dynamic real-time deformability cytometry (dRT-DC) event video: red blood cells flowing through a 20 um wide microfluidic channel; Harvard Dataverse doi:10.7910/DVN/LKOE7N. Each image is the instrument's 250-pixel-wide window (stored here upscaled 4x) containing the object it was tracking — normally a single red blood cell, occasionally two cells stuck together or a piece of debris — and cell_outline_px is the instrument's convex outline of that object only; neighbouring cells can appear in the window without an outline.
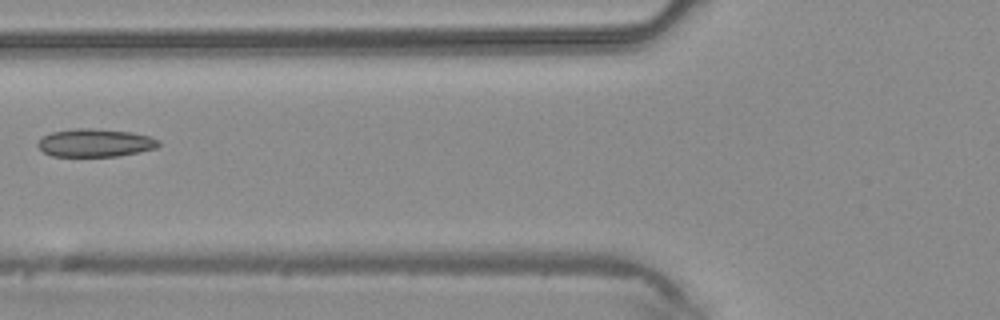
{"species": "common noctule bat (a hibernating species)", "species_latin": "Nyctalus noctula", "temperature_condition": "warm", "stored_images_in_passage": 5, "camera_frame_rate_fps": 3000, "um_per_image_px": 0.085, "animal": {"sex": "male", "body_mass_g": 20.4}, "frame": {"image": 1, "passage_image": 5, "time_ms": 1.333, "image_size_px": [1000, 320], "cell_outline_px": [[160, 144], [156, 148], [120, 156], [52, 156], [44, 152], [36, 144], [44, 136], [52, 132], [76, 128], [92, 128], [132, 132], [152, 136], [160, 140]], "centroid_in_image_um": [8.13, 12.14], "position_along_channel_um": 117.7, "area_um2": 19.77}}